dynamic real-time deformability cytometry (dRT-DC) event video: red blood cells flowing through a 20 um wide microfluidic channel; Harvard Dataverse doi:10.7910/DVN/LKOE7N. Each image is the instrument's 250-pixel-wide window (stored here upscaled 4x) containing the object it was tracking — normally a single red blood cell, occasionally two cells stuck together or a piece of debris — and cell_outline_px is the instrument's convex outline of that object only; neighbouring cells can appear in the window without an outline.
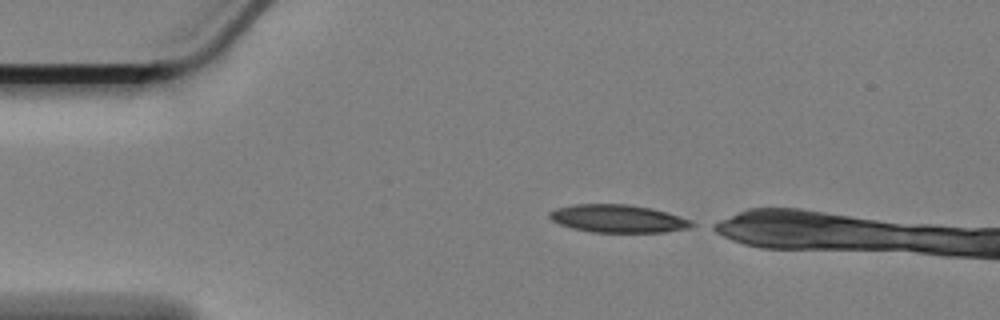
{"species": "Egyptian fruit bat (a non-hibernating species)", "species_latin": "Rousettus aegyptiacus", "temperature_condition": "cold", "stored_images_in_passage": 6, "camera_frame_rate_fps": 3000, "um_per_image_px": 0.085, "animal": {"sex": "female"}, "frame": {"image": 1, "passage_image": 1, "time_ms": 0.0, "image_size_px": [1000, 320], "cell_outline_px": [[700, 224], [692, 228], [664, 232], [592, 232], [572, 228], [560, 224], [552, 220], [548, 216], [548, 212], [556, 208], [572, 204], [628, 204], [652, 208], [668, 212], [692, 220]], "centroid_in_image_um": [52.59, 18.58], "position_along_channel_um": 32.4, "area_um2": 23.47}}